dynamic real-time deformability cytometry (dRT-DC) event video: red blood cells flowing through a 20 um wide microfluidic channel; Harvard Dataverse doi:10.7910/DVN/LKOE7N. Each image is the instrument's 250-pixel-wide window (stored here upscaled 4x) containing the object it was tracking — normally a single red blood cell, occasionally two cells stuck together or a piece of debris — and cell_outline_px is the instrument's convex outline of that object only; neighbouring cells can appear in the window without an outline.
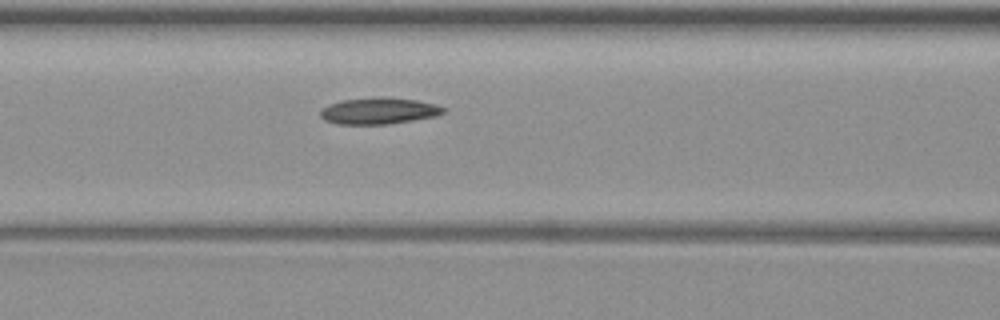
{"species": "common noctule bat (a hibernating species)", "species_latin": "Nyctalus noctula", "temperature_condition": "warm", "stored_images_in_passage": 4, "segment_of_instrument_passage": [1, 2], "camera_frame_rate_fps": 3000, "um_per_image_px": 0.085, "animal": {"sex": "female", "body_mass_g": 19.3, "forearm_length_mm": 54.1}, "frame": {"image": 1, "passage_image": 3, "time_ms": 3.667, "image_size_px": [1000, 320], "cell_outline_px": [[448, 112], [436, 116], [388, 124], [336, 124], [324, 120], [320, 116], [320, 108], [328, 104], [340, 100], [376, 96], [384, 96], [416, 100], [436, 104], [448, 108]], "centroid_in_image_um": [32.2, 9.41], "position_along_channel_um": 134.4, "area_um2": 19.48}}